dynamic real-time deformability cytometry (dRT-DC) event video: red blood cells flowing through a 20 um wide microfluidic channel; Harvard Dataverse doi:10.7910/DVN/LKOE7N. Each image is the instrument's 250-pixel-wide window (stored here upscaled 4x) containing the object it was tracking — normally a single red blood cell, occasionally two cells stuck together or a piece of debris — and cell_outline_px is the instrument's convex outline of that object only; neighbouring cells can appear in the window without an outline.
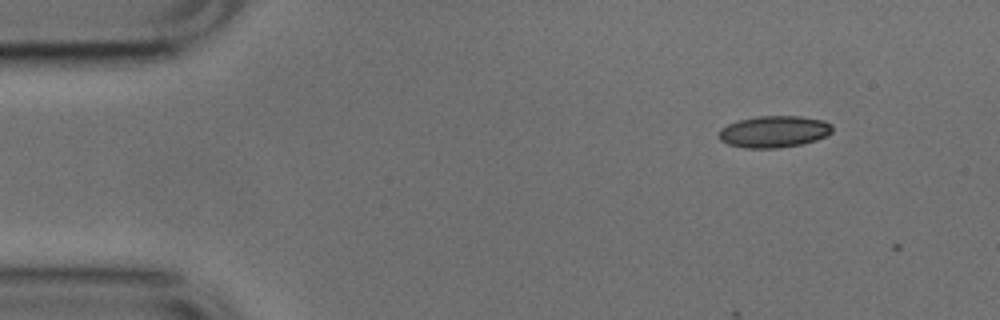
{"species": "common noctule bat (a hibernating species)", "species_latin": "Nyctalus noctula", "temperature_condition": "cold", "stored_images_in_passage": 2, "camera_frame_rate_fps": 3000, "um_per_image_px": 0.085, "animal": {"sex": "male", "body_mass_g": 17.9, "forearm_length_mm": 54.2}, "frame": {"image": 1, "passage_image": 1, "time_ms": 0.0, "image_size_px": [1000, 320], "cell_outline_px": [[832, 132], [816, 140], [800, 144], [776, 148], [744, 148], [728, 144], [720, 140], [720, 128], [728, 124], [740, 120], [760, 116], [800, 116], [824, 120], [832, 124]], "centroid_in_image_um": [65.8, 11.18], "position_along_channel_um": 19.2, "area_um2": 20.81}}